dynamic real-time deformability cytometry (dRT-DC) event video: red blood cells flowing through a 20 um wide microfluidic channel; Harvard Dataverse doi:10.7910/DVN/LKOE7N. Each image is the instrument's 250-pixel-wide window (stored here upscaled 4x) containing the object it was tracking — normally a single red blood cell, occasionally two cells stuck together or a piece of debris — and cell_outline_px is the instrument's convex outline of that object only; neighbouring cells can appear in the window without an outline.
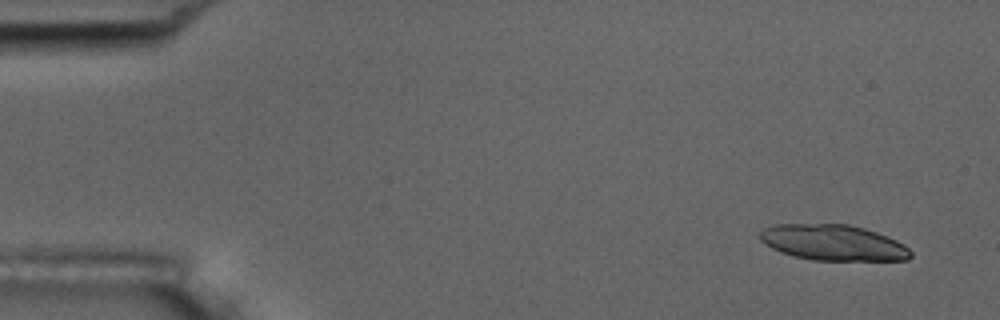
{"species": "common noctule bat (a hibernating species)", "species_latin": "Nyctalus noctula", "temperature_condition": "room temperature", "stored_images_in_passage": 5, "camera_frame_rate_fps": 3000, "um_per_image_px": 0.085, "animal": {"sex": "male", "body_mass_g": 17.5, "forearm_length_mm": 52.3}, "frame": {"image": 1, "passage_image": 1, "time_ms": 0.0, "image_size_px": [1000, 320], "cell_outline_px": [[912, 256], [908, 260], [812, 260], [780, 252], [764, 244], [760, 240], [760, 232], [764, 228], [772, 224], [848, 224], [864, 228], [876, 232], [896, 240], [904, 244], [912, 252]], "centroid_in_image_um": [70.81, 20.62], "position_along_channel_um": 14.2, "area_um2": 31.44}}